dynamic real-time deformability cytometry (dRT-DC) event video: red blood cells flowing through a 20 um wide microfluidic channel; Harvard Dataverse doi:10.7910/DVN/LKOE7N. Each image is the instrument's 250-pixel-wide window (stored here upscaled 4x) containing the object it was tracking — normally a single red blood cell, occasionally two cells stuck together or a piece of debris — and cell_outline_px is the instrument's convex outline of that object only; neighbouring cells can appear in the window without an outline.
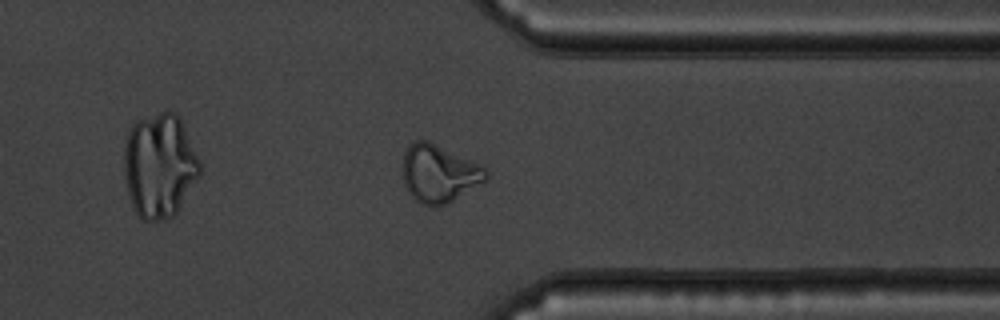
{"species": "common noctule bat (a hibernating species)", "species_latin": "Nyctalus noctula", "temperature_condition": "warm", "stored_images_in_passage": 45, "segment_of_instrument_passage": [1, 2], "camera_frame_rate_fps": 3000, "um_per_image_px": 0.085, "animal": {"sex": "male", "body_mass_g": 19.5, "forearm_length_mm": 54.6}, "frame": {"image": 1, "passage_image": 32, "time_ms": 10.333, "image_size_px": [1000, 320], "cell_outline_px": [[488, 180], [448, 204], [420, 204], [408, 192], [404, 184], [400, 172], [400, 168], [404, 152], [408, 144], [412, 140], [428, 140], [480, 164], [488, 168]], "centroid_in_image_um": [37.3, 14.72], "position_along_channel_um": 374.1, "area_um2": 28.61}}